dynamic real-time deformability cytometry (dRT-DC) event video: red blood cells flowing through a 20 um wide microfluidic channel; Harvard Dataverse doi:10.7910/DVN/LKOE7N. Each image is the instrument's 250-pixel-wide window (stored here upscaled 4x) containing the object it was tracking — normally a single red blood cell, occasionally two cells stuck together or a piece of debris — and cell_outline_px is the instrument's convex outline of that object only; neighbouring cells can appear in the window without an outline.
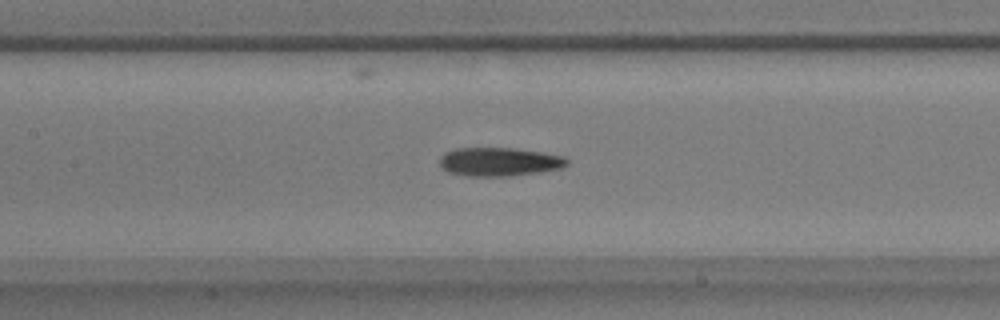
{"species": "common noctule bat (a hibernating species)", "species_latin": "Nyctalus noctula", "temperature_condition": "warm", "stored_images_in_passage": 58, "segment_of_instrument_passage": [1, 2], "camera_frame_rate_fps": 3000, "um_per_image_px": 0.085, "animal": {"sex": "male", "body_mass_g": 17.9}, "frame": {"image": 1, "passage_image": 26, "time_ms": 8.333, "image_size_px": [1000, 320], "cell_outline_px": [[568, 164], [560, 168], [540, 172], [508, 176], [468, 176], [448, 172], [440, 164], [440, 156], [444, 152], [456, 148], [512, 148], [544, 152], [564, 156], [568, 160]], "centroid_in_image_um": [42.44, 13.74], "position_along_channel_um": 165.0, "area_um2": 21.27}}
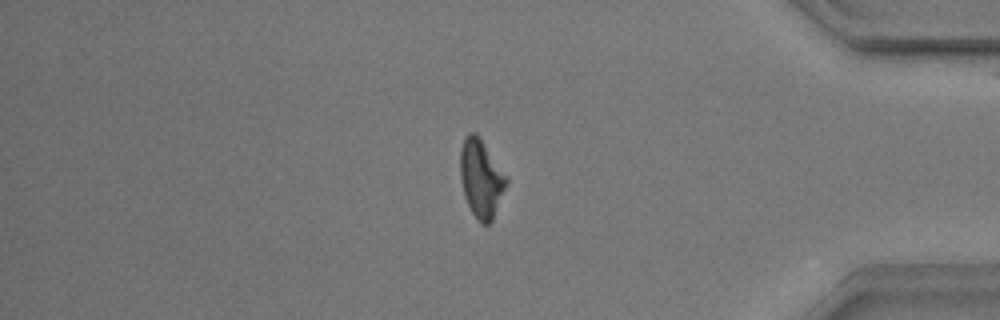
{"frame": {"image": 2, "passage_image": 48, "time_ms": 15.667, "image_size_px": [1000, 320], "cell_outline_px": [[508, 184], [492, 220], [488, 224], [480, 224], [476, 220], [468, 204], [460, 180], [460, 148], [464, 136], [468, 132], [476, 132], [508, 176]], "centroid_in_image_um": [40.9, 15.15], "position_along_channel_um": 394.3, "area_um2": 21.27}}